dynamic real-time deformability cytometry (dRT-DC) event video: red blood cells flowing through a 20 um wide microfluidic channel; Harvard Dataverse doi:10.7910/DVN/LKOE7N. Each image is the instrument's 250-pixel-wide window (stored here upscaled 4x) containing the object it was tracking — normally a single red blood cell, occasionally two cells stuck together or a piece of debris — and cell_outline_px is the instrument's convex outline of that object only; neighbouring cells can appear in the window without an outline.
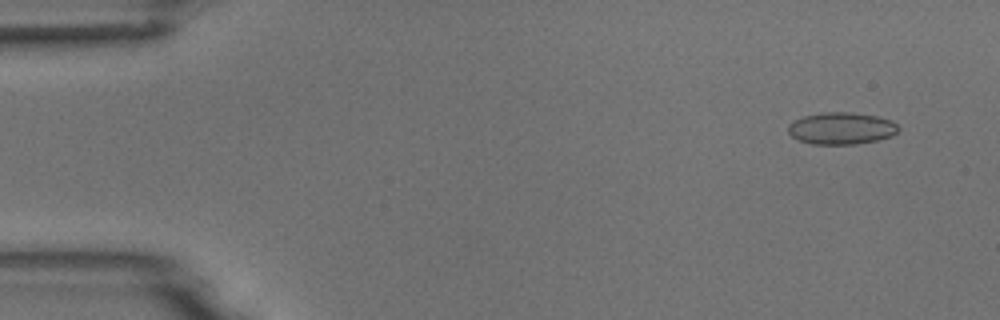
{"species": "common noctule bat (a hibernating species)", "species_latin": "Nyctalus noctula", "temperature_condition": "room temperature", "stored_images_in_passage": 6, "camera_frame_rate_fps": 3000, "um_per_image_px": 0.085, "animal": {"sex": "male", "body_mass_g": 18.8}, "frame": {"image": 1, "passage_image": 2, "time_ms": 0.333, "image_size_px": [1000, 320], "cell_outline_px": [[900, 128], [892, 136], [876, 140], [856, 144], [812, 144], [800, 140], [792, 136], [788, 132], [788, 124], [792, 120], [804, 116], [820, 112], [848, 112], [876, 116], [888, 120], [896, 124]], "centroid_in_image_um": [71.47, 10.9], "position_along_channel_um": 13.5, "area_um2": 20.46}}
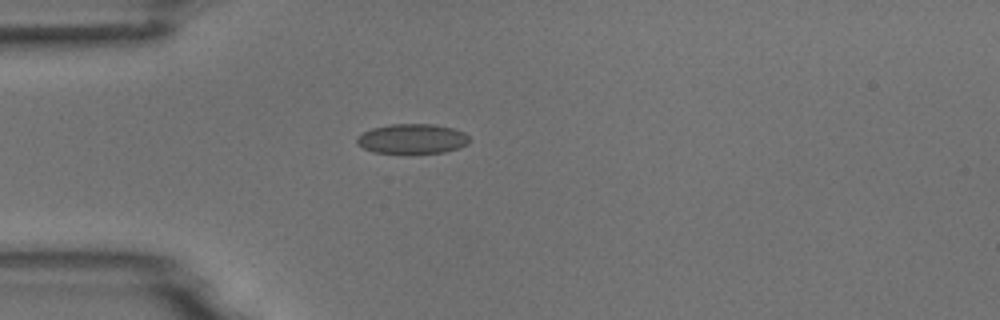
{"frame": {"image": 2, "passage_image": 5, "time_ms": 1.333, "image_size_px": [1000, 320], "cell_outline_px": [[468, 144], [460, 148], [444, 152], [408, 156], [372, 152], [356, 144], [356, 136], [372, 128], [392, 124], [436, 124], [452, 128], [464, 132], [468, 136]], "centroid_in_image_um": [35.01, 11.85], "position_along_channel_um": 50.0, "area_um2": 20.4}}